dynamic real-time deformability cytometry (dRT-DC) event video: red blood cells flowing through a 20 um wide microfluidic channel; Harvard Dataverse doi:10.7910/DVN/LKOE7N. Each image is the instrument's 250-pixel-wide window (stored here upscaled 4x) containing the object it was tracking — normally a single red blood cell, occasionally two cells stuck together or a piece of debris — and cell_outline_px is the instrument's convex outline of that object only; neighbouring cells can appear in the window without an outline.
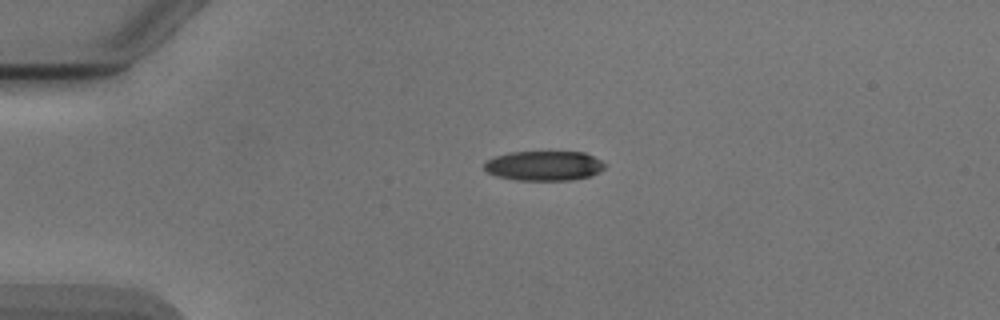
{"species": "Egyptian fruit bat (a non-hibernating species)", "species_latin": "Rousettus aegyptiacus", "temperature_condition": "cold", "stored_images_in_passage": 34, "camera_frame_rate_fps": 3000, "um_per_image_px": 0.085, "animal": {"sex": "male"}, "frame": {"image": 1, "passage_image": 1, "time_ms": 0.0, "image_size_px": [1000, 320], "cell_outline_px": [[604, 168], [600, 172], [592, 176], [572, 180], [516, 180], [496, 176], [488, 172], [484, 168], [484, 164], [488, 160], [496, 156], [508, 152], [584, 152], [600, 160], [604, 164]], "centroid_in_image_um": [46.25, 14.1], "position_along_channel_um": 38.8, "area_um2": 20.87}}
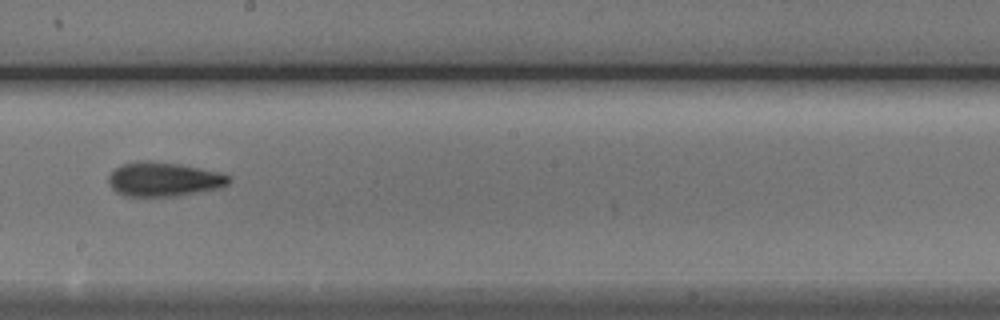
{"frame": {"image": 2, "passage_image": 19, "time_ms": 6.0, "image_size_px": [1000, 320], "cell_outline_px": [[232, 180], [228, 184], [220, 188], [200, 192], [176, 196], [124, 196], [116, 192], [112, 188], [108, 180], [108, 176], [116, 168], [124, 164], [136, 160], [148, 160], [180, 164], [200, 168], [216, 172], [228, 176]], "centroid_in_image_um": [13.9, 15.24], "position_along_channel_um": 234.3, "area_um2": 23.99}}
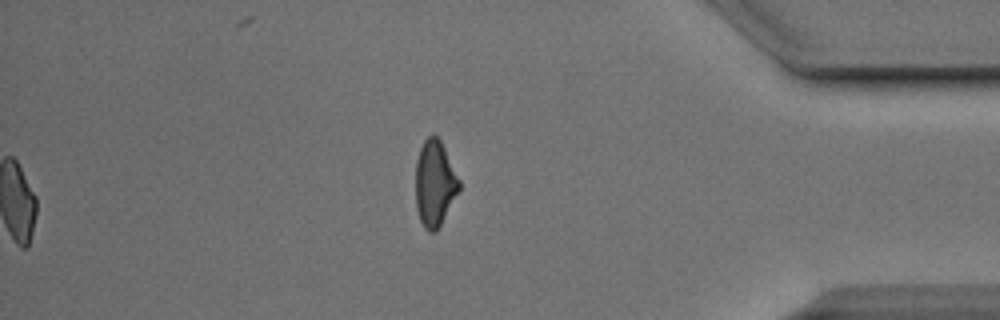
{"frame": {"image": 3, "passage_image": 34, "time_ms": 11.0, "image_size_px": [1000, 320], "cell_outline_px": [[460, 188], [436, 232], [428, 232], [424, 228], [420, 220], [416, 208], [416, 160], [420, 148], [424, 140], [432, 132], [440, 140], [460, 180]], "centroid_in_image_um": [36.93, 15.58], "position_along_channel_um": 398.3, "area_um2": 21.68}, "authors_computed_cell_mechanics": {"area_um2": 22.9755, "velocity_mm_per_s": 3.893, "shape_relaxation_time_tau1_ms": 3.9988, "shape_relaxation_time_tau2_ms": 3.3847, "deformation_change_tau1": 0.1544, "deformation_change_tau2": 0.1196}}